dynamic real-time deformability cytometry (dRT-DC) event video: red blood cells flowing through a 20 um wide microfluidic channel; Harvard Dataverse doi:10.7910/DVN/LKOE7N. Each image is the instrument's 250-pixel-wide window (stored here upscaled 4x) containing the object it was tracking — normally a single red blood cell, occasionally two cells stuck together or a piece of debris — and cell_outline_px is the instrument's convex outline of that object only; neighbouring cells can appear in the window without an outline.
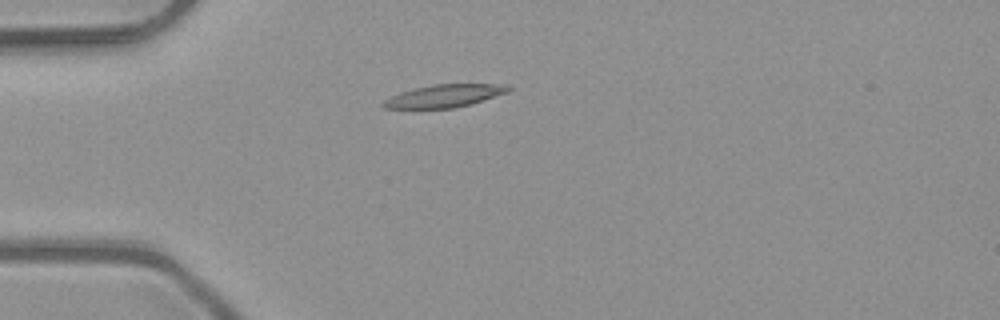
{"species": "common noctule bat (a hibernating species)", "species_latin": "Nyctalus noctula", "temperature_condition": "room temperature", "stored_images_in_passage": 3, "camera_frame_rate_fps": 3000, "um_per_image_px": 0.085, "animal": {"sex": "male", "body_mass_g": 23.1, "forearm_length_mm": 52.7}, "frame": {"image": 1, "passage_image": 3, "time_ms": 0.667, "image_size_px": [1000, 320], "cell_outline_px": [[512, 88], [508, 92], [472, 104], [456, 108], [384, 108], [380, 104], [384, 100], [400, 92], [432, 84], [504, 84]], "centroid_in_image_um": [37.79, 8.15], "position_along_channel_um": 47.2, "area_um2": 16.53}}